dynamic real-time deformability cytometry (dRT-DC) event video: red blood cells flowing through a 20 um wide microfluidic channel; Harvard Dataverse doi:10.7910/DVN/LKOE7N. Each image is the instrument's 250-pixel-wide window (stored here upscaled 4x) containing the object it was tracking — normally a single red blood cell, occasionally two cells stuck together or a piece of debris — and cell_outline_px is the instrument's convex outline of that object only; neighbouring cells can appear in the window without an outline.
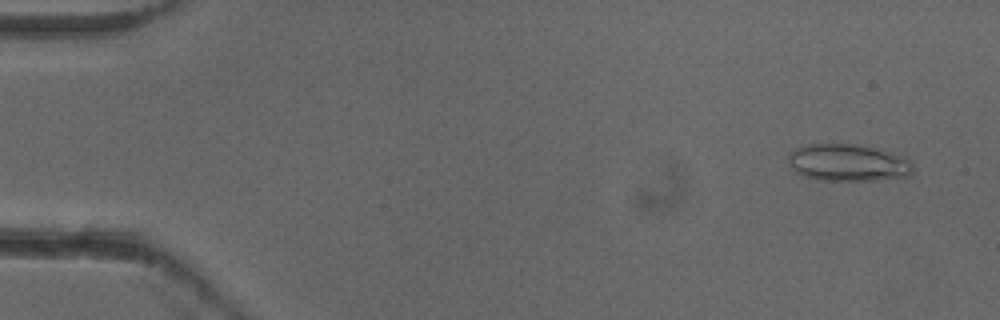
{"species": "common noctule bat (a hibernating species)", "species_latin": "Nyctalus noctula", "temperature_condition": "cold", "stored_images_in_passage": 52, "camera_frame_rate_fps": 3000, "um_per_image_px": 0.085, "animal": {"sex": "female"}, "frame": {"image": 1, "passage_image": 3, "time_ms": 0.667, "image_size_px": [1000, 320], "cell_outline_px": [[912, 172], [908, 176], [876, 180], [820, 180], [804, 176], [796, 172], [788, 164], [788, 156], [796, 148], [808, 144], [852, 144], [872, 148], [888, 152], [900, 156], [908, 160], [912, 168]], "centroid_in_image_um": [72.02, 13.84], "position_along_channel_um": 13.0, "area_um2": 26.47}}
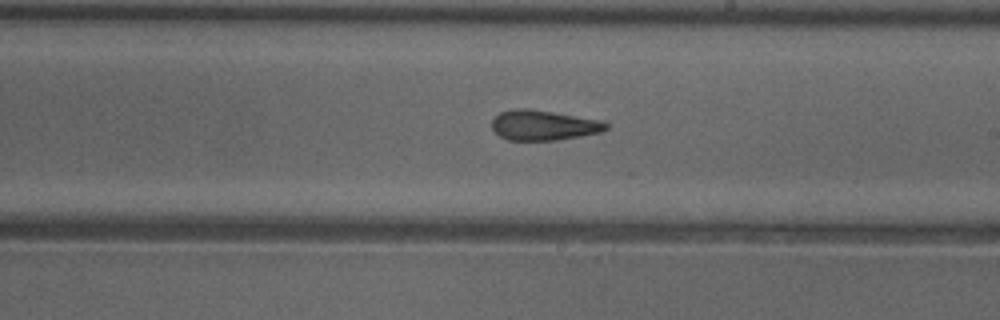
{"frame": {"image": 2, "passage_image": 30, "time_ms": 9.667, "image_size_px": [1000, 320], "cell_outline_px": [[608, 128], [600, 132], [580, 136], [556, 140], [508, 140], [500, 136], [492, 128], [492, 120], [500, 112], [516, 108], [528, 108], [600, 120], [608, 124]], "centroid_in_image_um": [46.18, 10.64], "position_along_channel_um": 242.8, "area_um2": 19.83}}
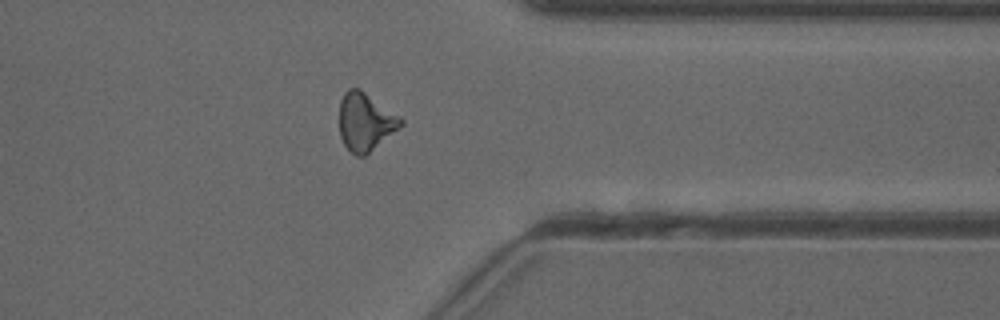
{"frame": {"image": 3, "passage_image": 41, "time_ms": 13.333, "image_size_px": [1000, 320], "cell_outline_px": [[404, 124], [400, 128], [364, 156], [356, 156], [344, 144], [340, 136], [340, 100], [344, 92], [348, 88], [360, 88], [400, 116], [404, 120]], "centroid_in_image_um": [31.07, 10.33], "position_along_channel_um": 380.3, "area_um2": 20.75}, "authors_computed_cell_mechanics": {"area_um2": 20.3745, "velocity_mm_per_s": 3.9487, "shape_relaxation_time_tau1_ms": 8.1967, "shape_relaxation_time_tau2_ms": 3.035, "deformation_change_tau1": 0.1938, "deformation_change_tau2": 0.1162}}